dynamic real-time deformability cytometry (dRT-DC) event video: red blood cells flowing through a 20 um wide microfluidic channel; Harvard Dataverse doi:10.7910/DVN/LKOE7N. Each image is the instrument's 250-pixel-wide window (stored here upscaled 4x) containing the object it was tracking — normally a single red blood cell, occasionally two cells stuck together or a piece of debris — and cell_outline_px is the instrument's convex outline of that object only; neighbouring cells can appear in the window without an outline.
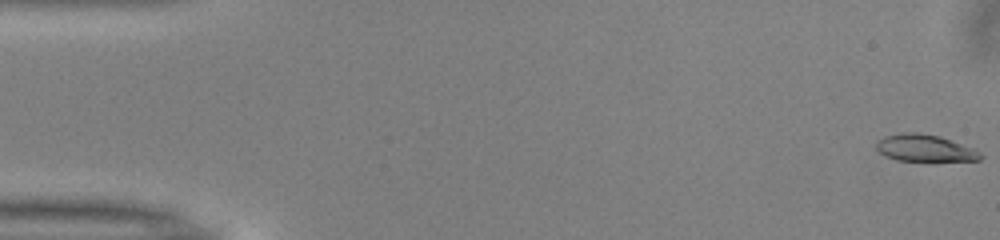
{"species": "common noctule bat (a hibernating species)", "species_latin": "Nyctalus noctula", "temperature_condition": "warm", "stored_images_in_passage": 51, "camera_frame_rate_fps": 3000, "um_per_image_px": 0.085, "animal": {"sex": "male", "body_mass_g": 13.0, "forearm_length_mm": 53.1}, "frame": {"image": 1, "passage_image": 1, "time_ms": 0.0, "image_size_px": [1000, 240], "cell_outline_px": [[984, 156], [980, 160], [932, 164], [896, 160], [880, 152], [876, 148], [876, 140], [884, 136], [904, 132], [920, 132], [940, 136], [972, 148], [980, 152]], "centroid_in_image_um": [78.65, 12.64], "position_along_channel_um": 6.3, "area_um2": 17.34}}
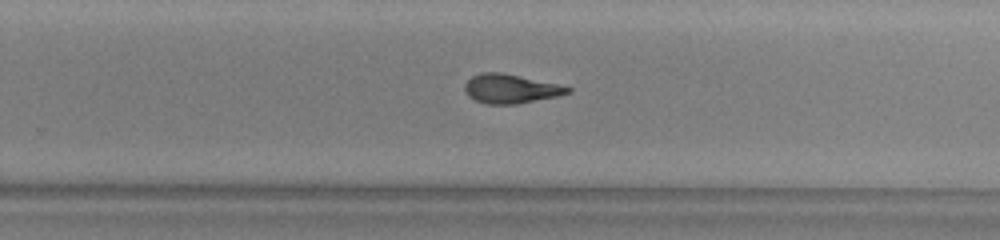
{"frame": {"image": 2, "passage_image": 33, "time_ms": 10.667, "image_size_px": [1000, 240], "cell_outline_px": [[572, 92], [560, 96], [516, 104], [488, 104], [476, 100], [468, 96], [464, 88], [464, 84], [472, 76], [480, 72], [500, 72], [556, 84], [572, 88]], "centroid_in_image_um": [43.4, 7.55], "position_along_channel_um": 286.4, "area_um2": 17.34}}
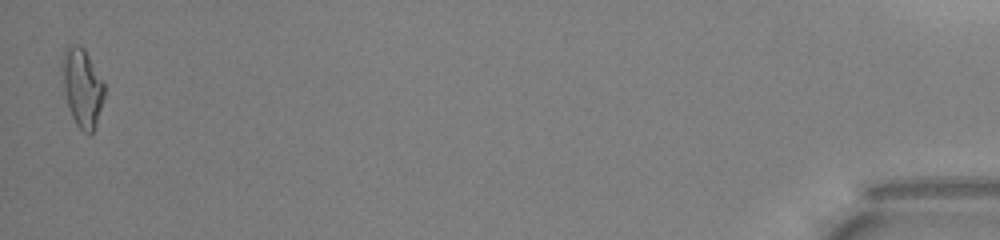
{"frame": {"image": 3, "passage_image": 51, "time_ms": 16.667, "image_size_px": [1000, 240], "cell_outline_px": [[104, 100], [92, 132], [88, 136], [76, 124], [72, 116], [68, 104], [64, 88], [60, 64], [64, 48], [68, 44], [80, 44], [84, 48], [104, 80]], "centroid_in_image_um": [6.98, 7.36], "position_along_channel_um": 428.2, "area_um2": 19.48}, "authors_computed_cell_mechanics": {"area_um2": 17.5134, "velocity_mm_per_s": 4.0216, "shape_relaxation_time_tau1_ms": 5.2461, "shape_relaxation_time_tau2_ms": 2.5403, "deformation_change_tau1": 0.1878, "deformation_change_tau2": 0.1096}}